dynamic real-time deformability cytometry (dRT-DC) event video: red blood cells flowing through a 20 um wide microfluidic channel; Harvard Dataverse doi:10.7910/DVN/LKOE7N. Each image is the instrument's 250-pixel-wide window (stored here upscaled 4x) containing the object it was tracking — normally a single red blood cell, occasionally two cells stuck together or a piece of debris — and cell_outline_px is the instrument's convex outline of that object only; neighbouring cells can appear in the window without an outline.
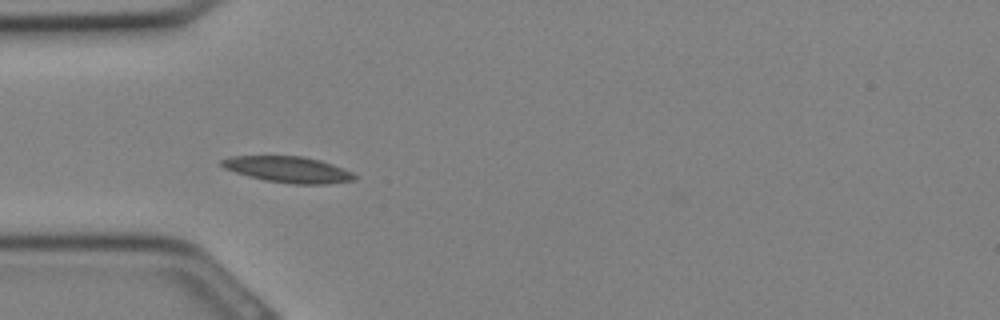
{"species": "Egyptian fruit bat (a non-hibernating species)", "species_latin": "Rousettus aegyptiacus", "temperature_condition": "cold", "stored_images_in_passage": 9, "camera_frame_rate_fps": 3000, "um_per_image_px": 0.085, "animal": {"sex": "female"}, "frame": {"image": 1, "passage_image": 2, "time_ms": 0.333, "image_size_px": [1000, 320], "cell_outline_px": [[360, 176], [356, 180], [328, 184], [292, 184], [264, 180], [248, 176], [224, 168], [220, 164], [220, 160], [228, 156], [300, 156], [320, 160], [332, 164], [352, 172]], "centroid_in_image_um": [24.52, 14.41], "position_along_channel_um": 60.5, "area_um2": 20.35}}